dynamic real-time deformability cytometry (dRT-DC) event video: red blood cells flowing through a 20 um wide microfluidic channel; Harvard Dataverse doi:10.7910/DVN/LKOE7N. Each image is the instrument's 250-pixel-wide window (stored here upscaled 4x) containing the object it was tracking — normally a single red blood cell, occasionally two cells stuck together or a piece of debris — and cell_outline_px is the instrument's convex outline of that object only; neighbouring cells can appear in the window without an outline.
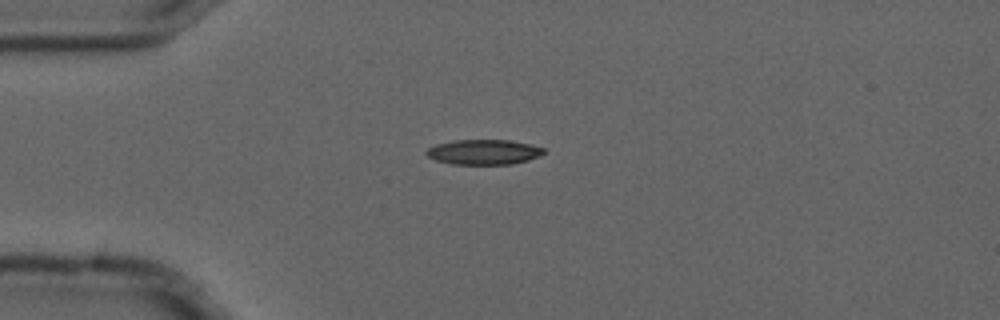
{"species": "common noctule bat (a hibernating species)", "species_latin": "Nyctalus noctula", "temperature_condition": "cold", "stored_images_in_passage": 5, "camera_frame_rate_fps": 3000, "um_per_image_px": 0.085, "animal": {"sex": "male", "forearm_length_mm": 52.5}, "frame": {"image": 1, "passage_image": 1, "time_ms": 0.0, "image_size_px": [1000, 320], "cell_outline_px": [[544, 152], [540, 156], [528, 160], [512, 164], [452, 164], [436, 160], [428, 156], [424, 152], [428, 148], [436, 144], [456, 140], [512, 140], [532, 144], [544, 148]], "centroid_in_image_um": [41.14, 12.92], "position_along_channel_um": 43.9, "area_um2": 17.17}}
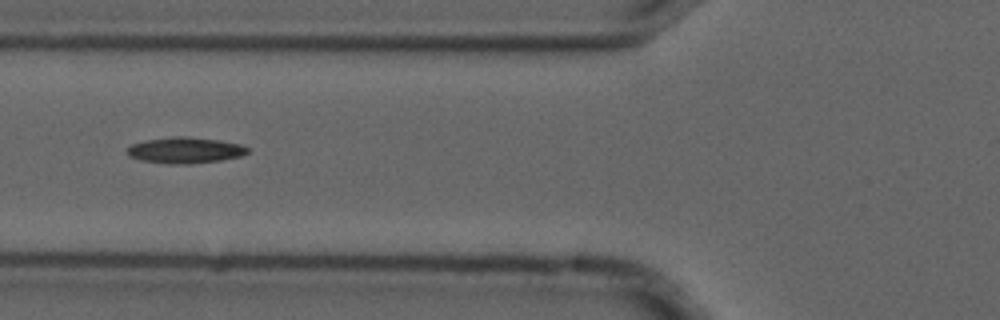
{"frame": {"image": 2, "passage_image": 3, "time_ms": 0.667, "image_size_px": [1000, 320], "cell_outline_px": [[248, 152], [240, 156], [220, 160], [188, 164], [168, 164], [144, 160], [128, 156], [128, 148], [132, 144], [144, 140], [180, 136], [184, 136], [220, 140], [240, 144], [248, 148]], "centroid_in_image_um": [15.74, 12.77], "position_along_channel_um": 110.1, "area_um2": 18.03}}
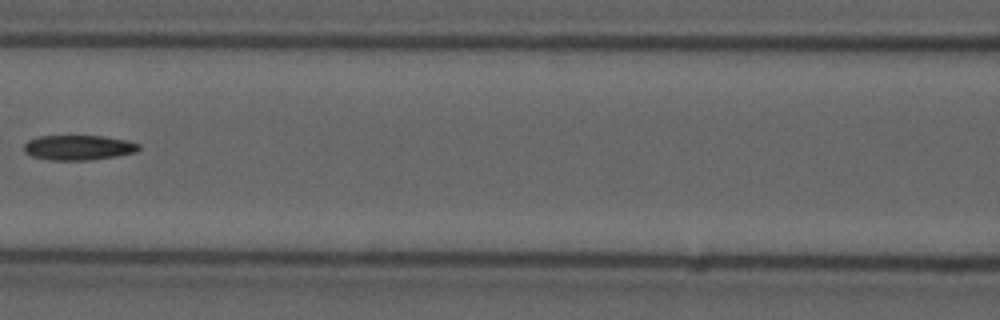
{"frame": {"image": 3, "passage_image": 4, "time_ms": 1.0, "image_size_px": [1000, 320], "cell_outline_px": [[140, 148], [136, 152], [116, 156], [88, 160], [48, 160], [32, 156], [24, 152], [24, 144], [28, 140], [40, 136], [104, 136], [128, 140], [140, 144]], "centroid_in_image_um": [6.67, 12.54], "position_along_channel_um": 159.9, "area_um2": 16.76}}